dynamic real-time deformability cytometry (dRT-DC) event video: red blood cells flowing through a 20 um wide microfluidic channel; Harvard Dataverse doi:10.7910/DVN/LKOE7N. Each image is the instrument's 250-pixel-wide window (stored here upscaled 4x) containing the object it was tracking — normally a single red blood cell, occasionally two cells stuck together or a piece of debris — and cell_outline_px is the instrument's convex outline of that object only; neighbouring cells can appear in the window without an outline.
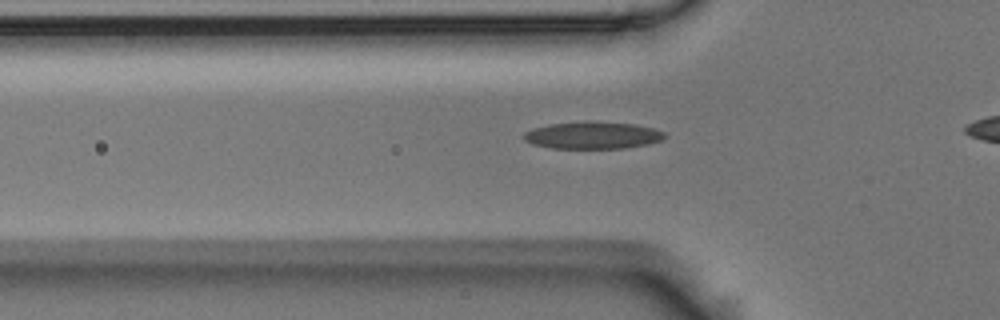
{"species": "Egyptian fruit bat (a non-hibernating species)", "species_latin": "Rousettus aegyptiacus", "temperature_condition": "room temperature", "stored_images_in_passage": 33, "camera_frame_rate_fps": 3000, "um_per_image_px": 0.085, "animal": {"sex": "male"}, "frame": {"image": 1, "passage_image": 6, "time_ms": 1.667, "image_size_px": [1000, 320], "cell_outline_px": [[664, 136], [660, 140], [648, 144], [624, 148], [552, 148], [532, 144], [524, 140], [524, 132], [548, 124], [588, 120], [636, 124], [652, 128], [664, 132]], "centroid_in_image_um": [50.36, 11.48], "position_along_channel_um": 75.4, "area_um2": 22.31}}
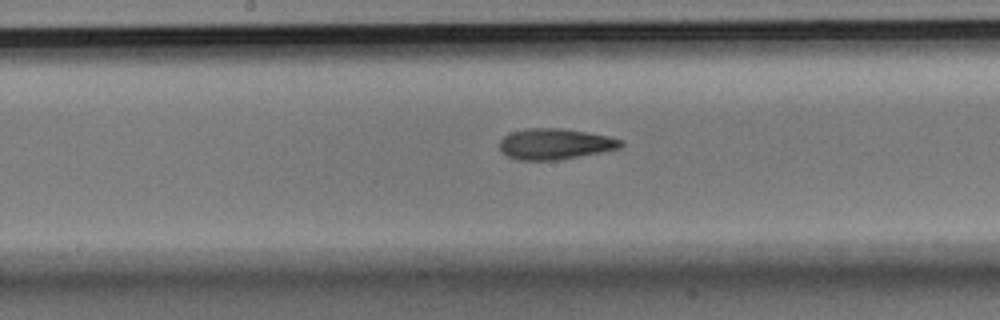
{"frame": {"image": 2, "passage_image": 16, "time_ms": 5.0, "image_size_px": [1000, 320], "cell_outline_px": [[624, 144], [620, 148], [600, 152], [556, 160], [520, 160], [508, 156], [500, 148], [500, 140], [504, 136], [512, 132], [528, 128], [560, 128], [608, 136], [624, 140]], "centroid_in_image_um": [47.19, 12.23], "position_along_channel_um": 201.0, "area_um2": 21.5}}
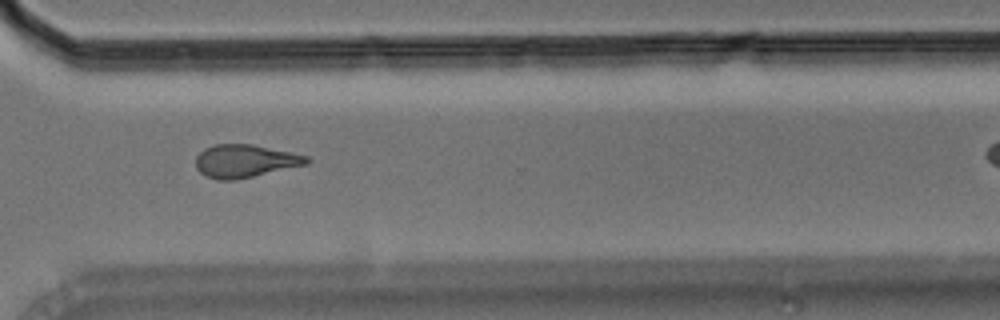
{"frame": {"image": 3, "passage_image": 28, "time_ms": 9.0, "image_size_px": [1000, 320], "cell_outline_px": [[312, 160], [308, 164], [236, 180], [216, 180], [204, 176], [196, 168], [196, 156], [204, 148], [216, 144], [252, 144], [292, 152], [308, 156]], "centroid_in_image_um": [20.83, 13.69], "position_along_channel_um": 349.8, "area_um2": 21.5}}